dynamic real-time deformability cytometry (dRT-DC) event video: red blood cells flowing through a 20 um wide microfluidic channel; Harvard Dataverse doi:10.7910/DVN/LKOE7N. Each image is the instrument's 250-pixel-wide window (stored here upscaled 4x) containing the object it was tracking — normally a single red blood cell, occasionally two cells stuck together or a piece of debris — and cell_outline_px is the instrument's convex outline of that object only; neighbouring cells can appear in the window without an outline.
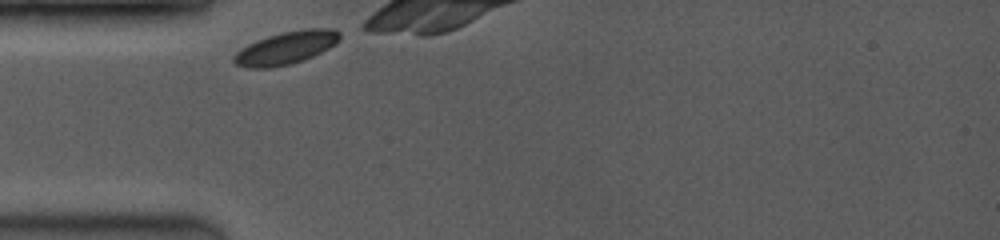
{"species": "common noctule bat (a hibernating species)", "species_latin": "Nyctalus noctula", "temperature_condition": "room temperature", "stored_images_in_passage": 27, "camera_frame_rate_fps": 3500, "um_per_image_px": 0.085, "animal": {"sex": "female", "body_mass_g": 19.0, "forearm_length_mm": 53.3}, "frame": {"image": 1, "passage_image": 1, "time_ms": 0.0, "image_size_px": [1000, 240], "cell_outline_px": [[340, 40], [336, 44], [304, 60], [292, 64], [272, 68], [248, 68], [236, 64], [232, 60], [232, 56], [240, 48], [256, 40], [280, 32], [304, 28], [332, 28], [340, 32]], "centroid_in_image_um": [24.3, 4.06], "position_along_channel_um": 60.7, "area_um2": 20.52}}